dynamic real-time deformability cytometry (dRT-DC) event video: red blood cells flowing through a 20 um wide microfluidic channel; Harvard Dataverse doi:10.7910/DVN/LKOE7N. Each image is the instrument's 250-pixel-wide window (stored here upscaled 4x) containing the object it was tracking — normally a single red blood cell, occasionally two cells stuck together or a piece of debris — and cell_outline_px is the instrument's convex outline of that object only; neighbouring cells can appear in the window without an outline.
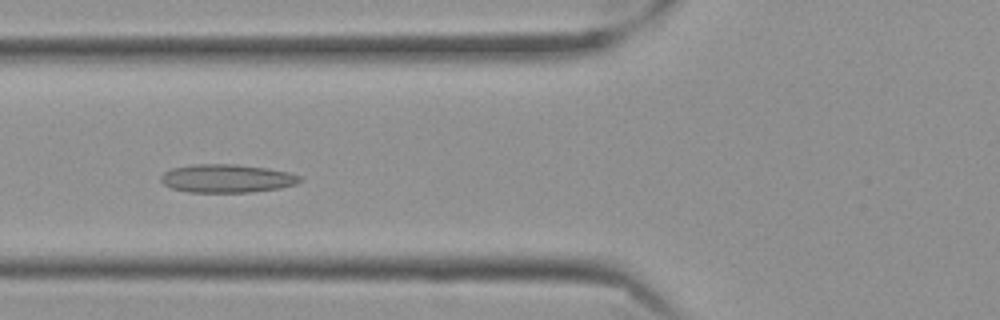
{"species": "Egyptian fruit bat (a non-hibernating species)", "species_latin": "Rousettus aegyptiacus", "temperature_condition": "cold", "stored_images_in_passage": 41, "camera_frame_rate_fps": 3000, "um_per_image_px": 0.085, "frame": {"image": 1, "passage_image": 6, "time_ms": 1.667, "image_size_px": [1000, 320], "cell_outline_px": [[304, 180], [296, 184], [280, 188], [252, 192], [188, 192], [172, 188], [164, 184], [160, 180], [160, 176], [164, 172], [172, 168], [192, 164], [236, 164], [268, 168], [288, 172], [304, 176]], "centroid_in_image_um": [19.32, 15.16], "position_along_channel_um": 106.5, "area_um2": 23.18}}
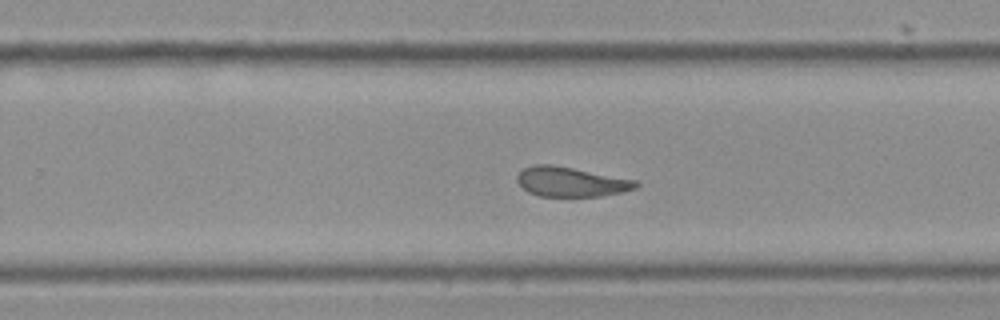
{"frame": {"image": 2, "passage_image": 21, "time_ms": 6.667, "image_size_px": [1000, 320], "cell_outline_px": [[640, 184], [636, 188], [624, 192], [600, 196], [540, 196], [528, 192], [516, 180], [516, 176], [524, 168], [532, 164], [552, 164], [636, 180]], "centroid_in_image_um": [48.53, 15.45], "position_along_channel_um": 281.3, "area_um2": 20.52}}
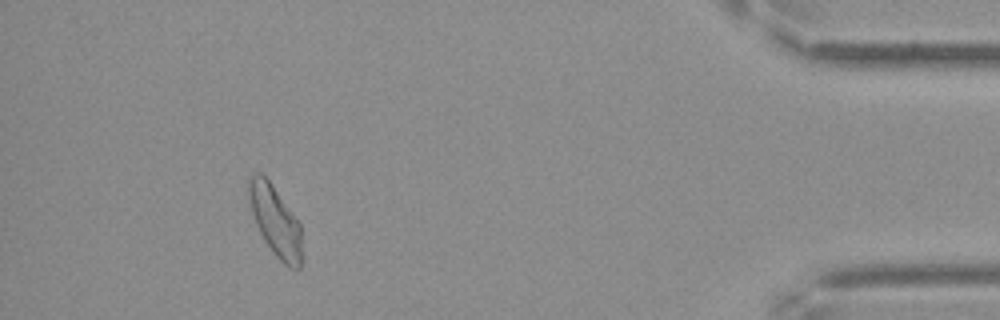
{"frame": {"image": 3, "passage_image": 37, "time_ms": 12.0, "image_size_px": [1000, 320], "cell_outline_px": [[300, 268], [288, 268], [276, 256], [264, 240], [256, 224], [252, 212], [248, 196], [248, 176], [256, 172], [260, 172], [268, 180], [300, 224]], "centroid_in_image_um": [23.36, 18.76], "position_along_channel_um": 411.8, "area_um2": 21.15}, "authors_computed_cell_mechanics": {"area_um2": 21.5016, "velocity_mm_per_s": 3.4899, "shape_relaxation_time_tau1_ms": null, "shape_relaxation_time_tau2_ms": 2.0713, "deformation_change_tau1": null, "deformation_change_tau2": 0.0944}}